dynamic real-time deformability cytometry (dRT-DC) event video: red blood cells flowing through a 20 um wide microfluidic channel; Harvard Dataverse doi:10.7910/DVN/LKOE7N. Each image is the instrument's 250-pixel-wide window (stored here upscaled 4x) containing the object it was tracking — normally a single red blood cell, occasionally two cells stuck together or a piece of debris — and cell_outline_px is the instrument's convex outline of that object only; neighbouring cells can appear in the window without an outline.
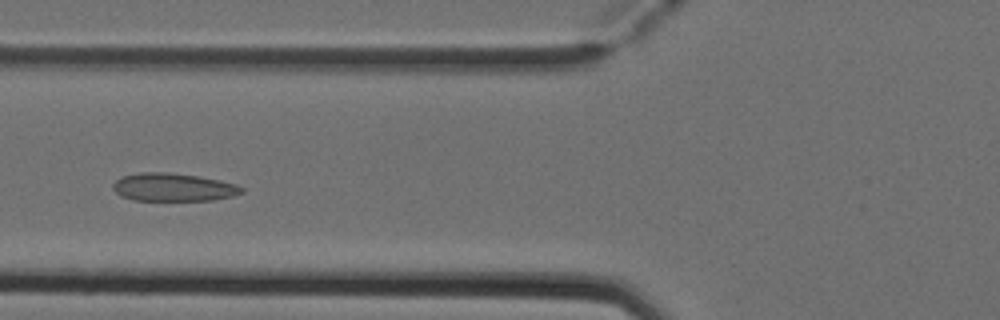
{"species": "Egyptian fruit bat (a non-hibernating species)", "species_latin": "Rousettus aegyptiacus", "temperature_condition": "cold", "stored_images_in_passage": 7, "camera_frame_rate_fps": 3000, "um_per_image_px": 0.085, "animal": {"sex": "female"}, "frame": {"image": 1, "passage_image": 4, "time_ms": 1.0, "image_size_px": [1000, 320], "cell_outline_px": [[244, 192], [232, 196], [212, 200], [132, 200], [120, 196], [112, 188], [112, 184], [120, 176], [140, 172], [164, 172], [200, 176], [220, 180], [236, 184], [244, 188]], "centroid_in_image_um": [14.71, 15.91], "position_along_channel_um": 111.1, "area_um2": 21.15}}
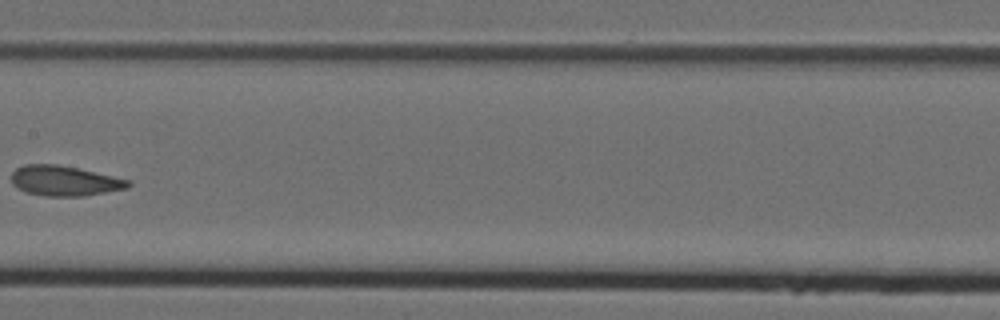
{"frame": {"image": 2, "passage_image": 6, "time_ms": 1.667, "image_size_px": [1000, 320], "cell_outline_px": [[132, 184], [128, 188], [84, 196], [44, 196], [28, 192], [16, 188], [12, 184], [12, 172], [16, 168], [24, 164], [56, 164], [76, 168], [132, 180]], "centroid_in_image_um": [5.49, 15.37], "position_along_channel_um": 201.9, "area_um2": 20.52}}
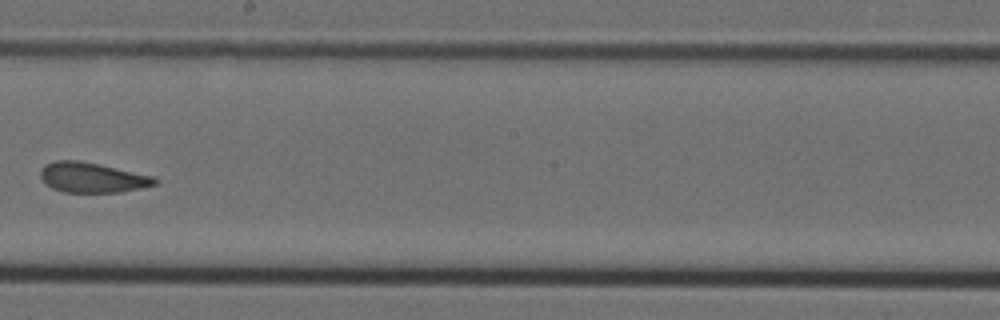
{"frame": {"image": 3, "passage_image": 7, "time_ms": 2.0, "image_size_px": [1000, 320], "cell_outline_px": [[160, 180], [156, 184], [140, 188], [120, 192], [64, 192], [52, 188], [44, 184], [40, 176], [40, 168], [44, 164], [56, 160], [76, 160], [156, 176]], "centroid_in_image_um": [7.82, 15.09], "position_along_channel_um": 240.4, "area_um2": 20.11}}